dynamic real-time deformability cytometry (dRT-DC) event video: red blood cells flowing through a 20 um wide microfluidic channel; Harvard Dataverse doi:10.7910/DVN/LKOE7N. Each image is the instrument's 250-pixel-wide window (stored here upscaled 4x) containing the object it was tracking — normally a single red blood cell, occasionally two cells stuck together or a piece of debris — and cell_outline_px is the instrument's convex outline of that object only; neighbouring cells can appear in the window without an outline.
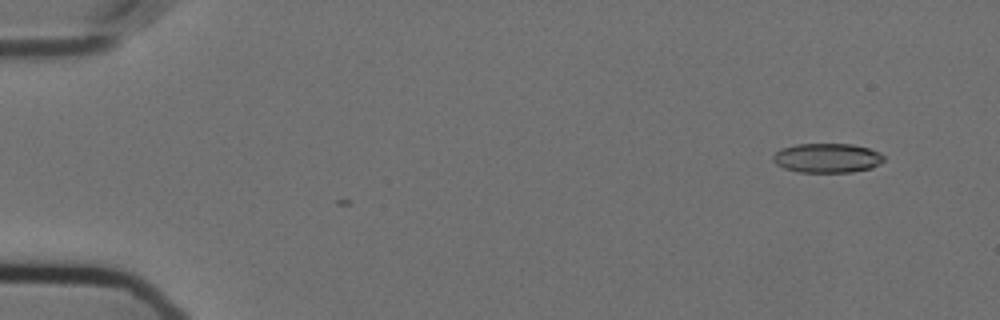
{"species": "Egyptian fruit bat (a non-hibernating species)", "species_latin": "Rousettus aegyptiacus", "temperature_condition": "cold", "stored_images_in_passage": 6, "camera_frame_rate_fps": 3000, "um_per_image_px": 0.085, "animal": {"sex": "female"}, "frame": {"image": 1, "passage_image": 5, "time_ms": 1.333, "image_size_px": [1000, 320], "cell_outline_px": [[884, 160], [880, 164], [872, 168], [852, 172], [800, 172], [784, 168], [776, 164], [772, 160], [772, 156], [780, 148], [796, 144], [852, 144], [868, 148], [880, 152], [884, 156]], "centroid_in_image_um": [70.31, 13.43], "position_along_channel_um": 14.7, "area_um2": 19.13}}